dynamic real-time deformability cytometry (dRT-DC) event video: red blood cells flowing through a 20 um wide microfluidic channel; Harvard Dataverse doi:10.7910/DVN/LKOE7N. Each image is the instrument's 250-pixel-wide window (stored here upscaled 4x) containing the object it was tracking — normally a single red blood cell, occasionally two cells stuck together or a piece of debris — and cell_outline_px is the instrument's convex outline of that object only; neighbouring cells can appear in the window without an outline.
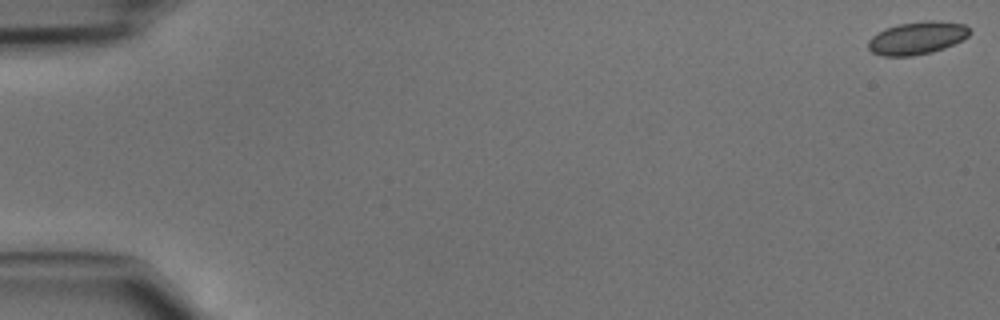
{"species": "common noctule bat (a hibernating species)", "species_latin": "Nyctalus noctula", "temperature_condition": "cold", "stored_images_in_passage": 15, "camera_frame_rate_fps": 3000, "um_per_image_px": 0.085, "animal": {"sex": "male", "body_mass_g": 15.6}, "frame": {"image": 1, "passage_image": 1, "time_ms": 0.0, "image_size_px": [1000, 320], "cell_outline_px": [[972, 32], [968, 36], [944, 48], [932, 52], [912, 56], [884, 56], [872, 52], [868, 48], [868, 40], [876, 32], [884, 28], [900, 24], [928, 20], [940, 20], [964, 24]], "centroid_in_image_um": [77.93, 3.22], "position_along_channel_um": 7.1, "area_um2": 19.42}}